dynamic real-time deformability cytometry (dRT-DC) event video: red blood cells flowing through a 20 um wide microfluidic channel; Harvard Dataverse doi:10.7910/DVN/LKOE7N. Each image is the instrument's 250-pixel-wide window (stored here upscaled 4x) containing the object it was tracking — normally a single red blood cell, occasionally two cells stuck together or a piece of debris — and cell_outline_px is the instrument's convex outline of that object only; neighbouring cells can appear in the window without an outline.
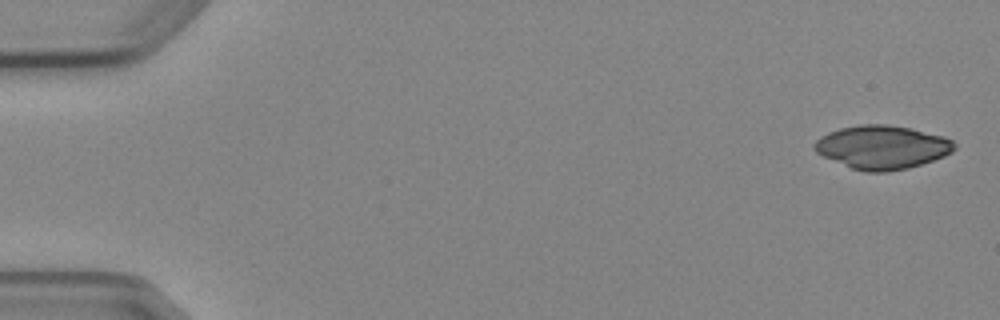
{"species": "Egyptian fruit bat (a non-hibernating species)", "species_latin": "Rousettus aegyptiacus", "temperature_condition": "cold", "stored_images_in_passage": 4, "camera_frame_rate_fps": 3000, "um_per_image_px": 0.085, "animal": {"sex": "female"}, "frame": {"image": 1, "passage_image": 1, "time_ms": 0.0, "image_size_px": [1000, 320], "cell_outline_px": [[956, 148], [952, 152], [944, 156], [908, 168], [888, 172], [864, 172], [852, 168], [824, 156], [816, 152], [812, 144], [820, 136], [828, 132], [840, 128], [860, 124], [888, 124], [912, 128], [944, 136], [952, 140], [956, 144]], "centroid_in_image_um": [74.99, 12.5], "position_along_channel_um": 10.0, "area_um2": 35.6}}